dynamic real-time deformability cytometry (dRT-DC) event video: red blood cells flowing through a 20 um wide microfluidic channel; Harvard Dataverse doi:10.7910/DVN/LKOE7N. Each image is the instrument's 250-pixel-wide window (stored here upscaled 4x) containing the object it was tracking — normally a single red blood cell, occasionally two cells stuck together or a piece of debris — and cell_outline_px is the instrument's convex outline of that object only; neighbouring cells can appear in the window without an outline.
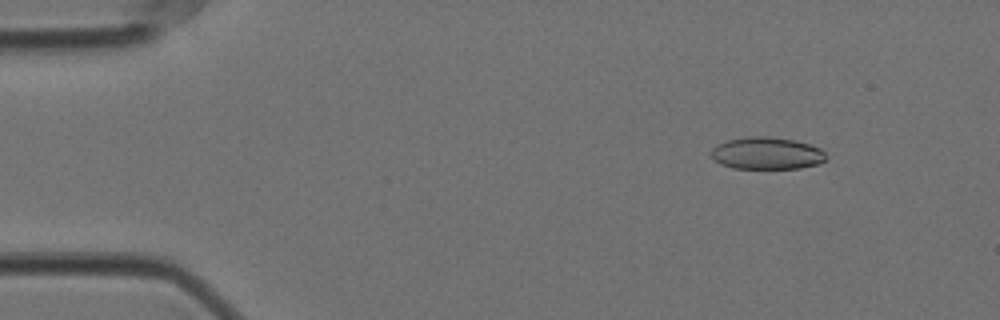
{"species": "Egyptian fruit bat (a non-hibernating species)", "species_latin": "Rousettus aegyptiacus", "temperature_condition": "cold", "stored_images_in_passage": 57, "camera_frame_rate_fps": 3000, "um_per_image_px": 0.085, "animal": {"sex": "female"}, "frame": {"image": 1, "passage_image": 7, "time_ms": 2.0, "image_size_px": [1000, 320], "cell_outline_px": [[828, 160], [820, 164], [800, 168], [732, 168], [720, 164], [712, 156], [712, 148], [716, 144], [724, 140], [748, 136], [768, 136], [796, 140], [820, 148], [828, 156]], "centroid_in_image_um": [65.2, 13.02], "position_along_channel_um": 19.8, "area_um2": 21.85}}
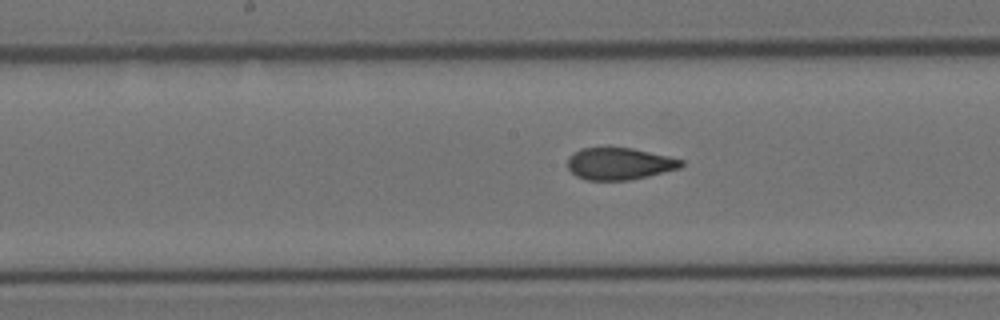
{"frame": {"image": 2, "passage_image": 29, "time_ms": 9.333, "image_size_px": [1000, 320], "cell_outline_px": [[684, 164], [680, 168], [648, 176], [628, 180], [588, 180], [576, 176], [568, 168], [568, 156], [580, 148], [632, 148], [668, 156], [684, 160]], "centroid_in_image_um": [52.65, 13.91], "position_along_channel_um": 195.6, "area_um2": 21.1}}
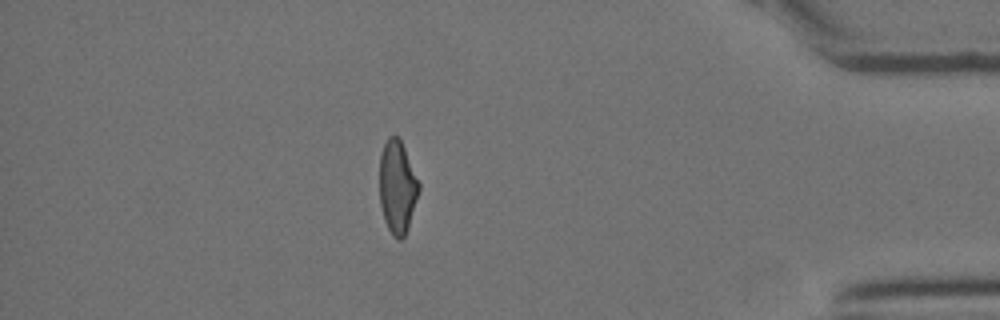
{"frame": {"image": 3, "passage_image": 50, "time_ms": 16.333, "image_size_px": [1000, 320], "cell_outline_px": [[420, 188], [408, 228], [404, 236], [400, 240], [396, 240], [392, 236], [384, 220], [380, 204], [380, 152], [388, 136], [396, 136], [400, 140], [404, 148], [420, 184]], "centroid_in_image_um": [33.76, 15.92], "position_along_channel_um": 401.4, "area_um2": 21.21}, "authors_computed_cell_mechanics": {"area_um2": 21.9062, "velocity_mm_per_s": 3.5345, "shape_relaxation_time_tau1_ms": 9.2627, "shape_relaxation_time_tau2_ms": 1.2508, "deformation_change_tau1": 0.2116, "deformation_change_tau2": 0.0784}}